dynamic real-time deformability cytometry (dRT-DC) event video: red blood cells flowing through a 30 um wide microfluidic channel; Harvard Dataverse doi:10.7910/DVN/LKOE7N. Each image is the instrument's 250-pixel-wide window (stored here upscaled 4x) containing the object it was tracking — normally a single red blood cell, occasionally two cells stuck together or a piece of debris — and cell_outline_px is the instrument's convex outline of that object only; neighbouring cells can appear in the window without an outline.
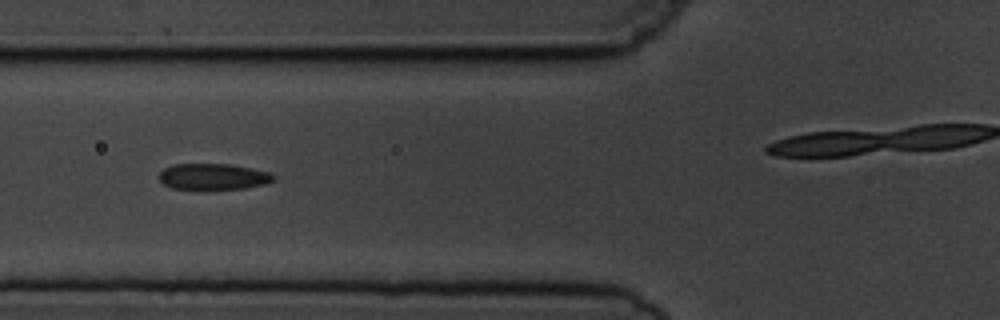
{"species": "common noctule bat (a hibernating species)", "species_latin": "Nyctalus noctula", "temperature_condition": "cold", "stored_images_in_passage": 10, "camera_frame_rate_fps": 3000, "um_per_image_px": 0.085, "animal": {"sex": "male", "body_mass_g": 19.5, "forearm_length_mm": 54.6}, "frame": {"image": 1, "passage_image": 5, "time_ms": 4.667, "image_size_px": [1000, 320], "cell_outline_px": [[276, 180], [264, 184], [244, 188], [208, 192], [172, 188], [164, 184], [156, 176], [164, 168], [172, 164], [228, 164], [252, 168], [272, 172], [276, 176]], "centroid_in_image_um": [18.12, 15.05], "position_along_channel_um": 107.7, "area_um2": 18.38}}
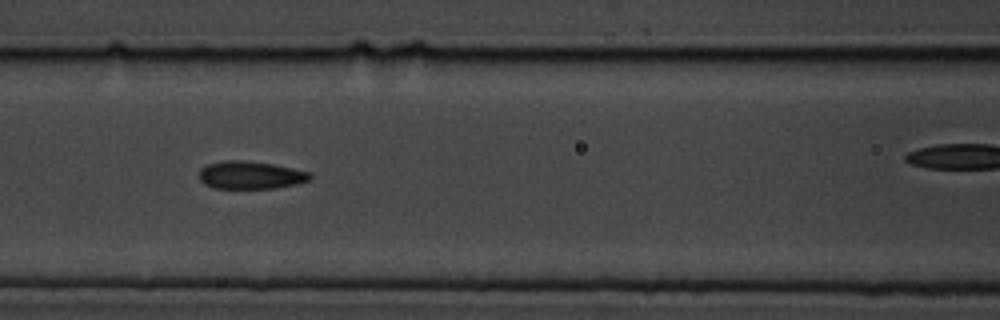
{"frame": {"image": 2, "passage_image": 6, "time_ms": 5.667, "image_size_px": [1000, 320], "cell_outline_px": [[312, 180], [296, 184], [276, 188], [212, 188], [204, 184], [200, 180], [200, 168], [208, 164], [224, 160], [240, 160], [272, 164], [292, 168], [308, 172], [312, 176]], "centroid_in_image_um": [21.29, 14.89], "position_along_channel_um": 145.3, "area_um2": 17.92}}